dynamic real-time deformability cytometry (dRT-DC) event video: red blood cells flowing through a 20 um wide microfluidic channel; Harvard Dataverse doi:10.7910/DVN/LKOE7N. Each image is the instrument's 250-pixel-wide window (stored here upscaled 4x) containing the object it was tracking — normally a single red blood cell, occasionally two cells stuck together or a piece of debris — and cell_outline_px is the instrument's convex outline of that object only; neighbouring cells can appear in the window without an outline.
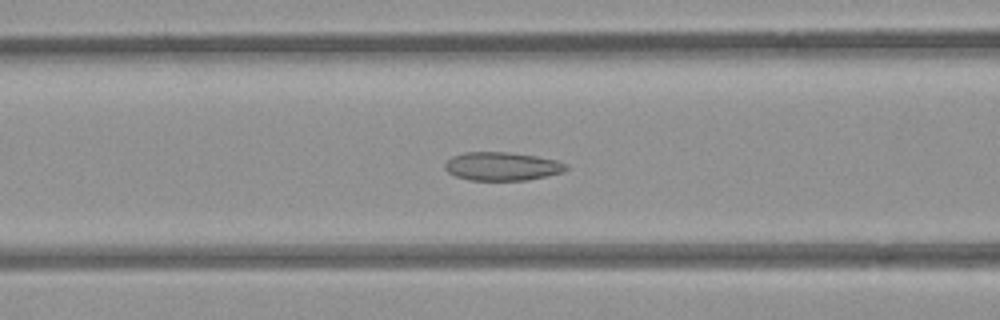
{"species": "common noctule bat (a hibernating species)", "species_latin": "Nyctalus noctula", "temperature_condition": "room temperature", "stored_images_in_passage": 42, "camera_frame_rate_fps": 3000, "um_per_image_px": 0.085, "animal": {"sex": "female", "body_mass_g": 21.9}, "frame": {"image": 1, "passage_image": 13, "time_ms": 4.0, "image_size_px": [1000, 320], "cell_outline_px": [[568, 168], [564, 172], [528, 180], [468, 180], [456, 176], [448, 172], [444, 168], [444, 164], [452, 156], [464, 152], [508, 152], [536, 156], [556, 160], [568, 164]], "centroid_in_image_um": [42.68, 14.14], "position_along_channel_um": 123.9, "area_um2": 20.17}}
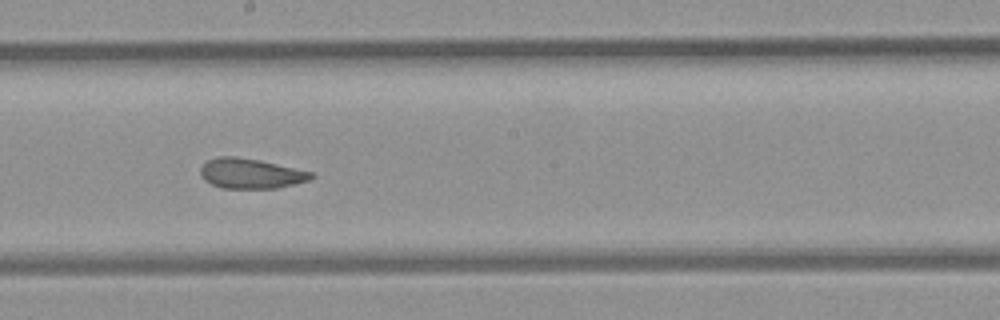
{"frame": {"image": 2, "passage_image": 21, "time_ms": 6.667, "image_size_px": [1000, 320], "cell_outline_px": [[316, 176], [308, 180], [276, 188], [220, 188], [204, 180], [200, 172], [200, 168], [208, 160], [216, 156], [236, 156], [260, 160], [312, 172]], "centroid_in_image_um": [21.28, 14.74], "position_along_channel_um": 226.9, "area_um2": 19.31}}
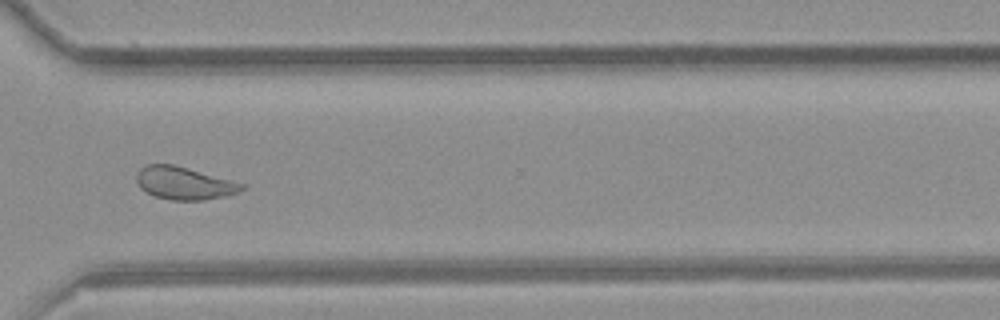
{"frame": {"image": 3, "passage_image": 31, "time_ms": 10.0, "image_size_px": [1000, 320], "cell_outline_px": [[244, 188], [228, 196], [204, 200], [168, 200], [156, 196], [140, 188], [136, 180], [136, 172], [140, 168], [148, 164], [172, 164], [188, 168], [232, 180], [244, 184]], "centroid_in_image_um": [15.63, 15.57], "position_along_channel_um": 355.0, "area_um2": 20.0}, "authors_computed_cell_mechanics": {"area_um2": 20.3456, "velocity_mm_per_s": 3.8529, "shape_relaxation_time_tau1_ms": null, "shape_relaxation_time_tau2_ms": 2.2527, "deformation_change_tau1": null, "deformation_change_tau2": 0.0861}}